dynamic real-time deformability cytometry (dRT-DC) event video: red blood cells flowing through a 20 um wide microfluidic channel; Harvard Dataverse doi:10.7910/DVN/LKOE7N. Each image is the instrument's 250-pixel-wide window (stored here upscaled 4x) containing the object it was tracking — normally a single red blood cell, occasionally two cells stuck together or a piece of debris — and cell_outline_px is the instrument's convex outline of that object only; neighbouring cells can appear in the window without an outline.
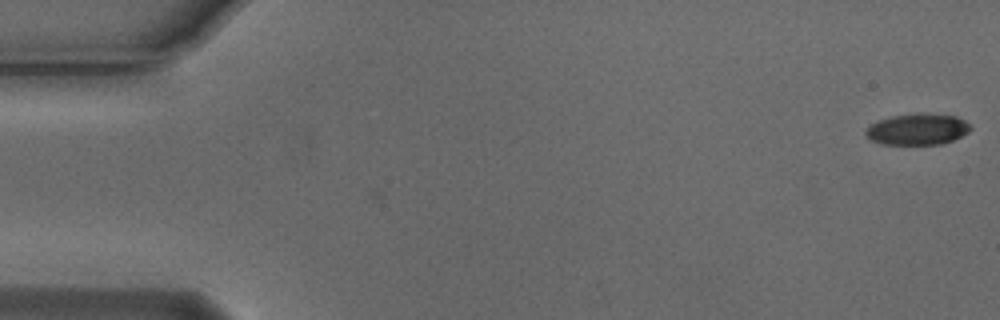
{"species": "Egyptian fruit bat (a non-hibernating species)", "species_latin": "Rousettus aegyptiacus", "temperature_condition": "cold", "stored_images_in_passage": 2, "camera_frame_rate_fps": 3000, "um_per_image_px": 0.085, "animal": {"sex": "male"}, "frame": {"image": 1, "passage_image": 2, "time_ms": 0.333, "image_size_px": [1000, 320], "cell_outline_px": [[972, 128], [968, 132], [952, 140], [940, 144], [884, 144], [872, 140], [864, 136], [864, 132], [868, 124], [892, 116], [916, 112], [956, 116], [964, 120]], "centroid_in_image_um": [77.94, 10.97], "position_along_channel_um": 7.1, "area_um2": 19.13}}